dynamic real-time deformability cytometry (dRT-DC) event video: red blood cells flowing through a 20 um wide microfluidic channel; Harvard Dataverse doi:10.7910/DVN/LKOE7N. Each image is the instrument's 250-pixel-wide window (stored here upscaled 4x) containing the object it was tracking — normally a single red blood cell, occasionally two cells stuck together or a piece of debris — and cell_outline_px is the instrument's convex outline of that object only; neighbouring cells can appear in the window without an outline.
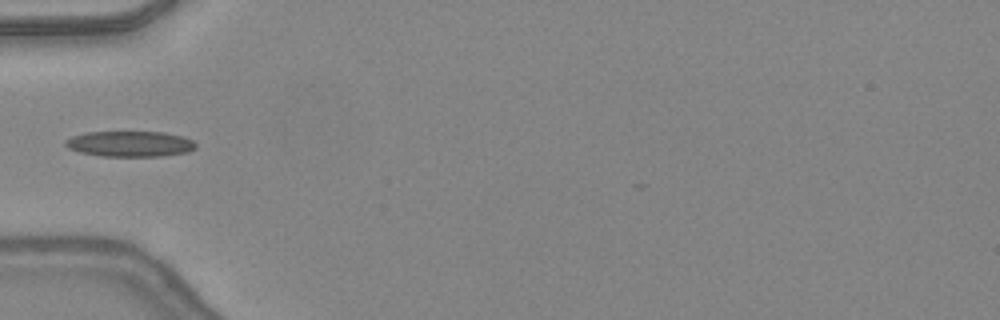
{"species": "common noctule bat (a hibernating species)", "species_latin": "Nyctalus noctula", "temperature_condition": "warm", "stored_images_in_passage": 29, "camera_frame_rate_fps": 3000, "um_per_image_px": 0.085, "animal": {"sex": "female", "body_mass_g": 24.6, "forearm_length_mm": 56.2}, "frame": {"image": 1, "passage_image": 1, "time_ms": 0.0, "image_size_px": [1000, 320], "cell_outline_px": [[196, 148], [188, 152], [164, 156], [100, 156], [80, 152], [68, 148], [64, 144], [64, 140], [72, 136], [88, 132], [164, 132], [184, 136], [192, 140], [196, 144]], "centroid_in_image_um": [11.06, 12.23], "position_along_channel_um": 73.9, "area_um2": 19.59}}
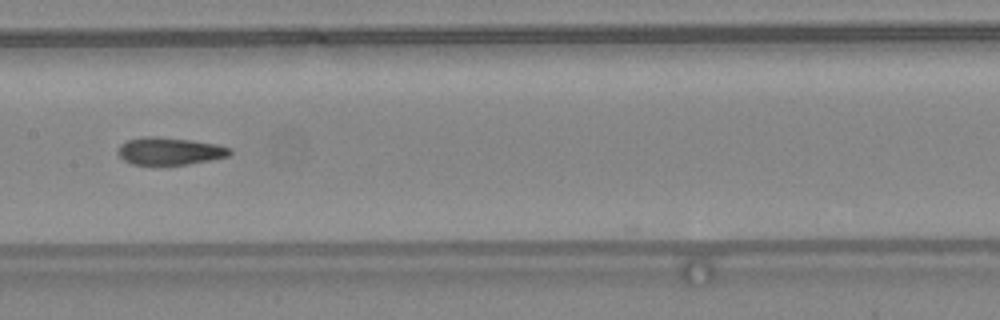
{"frame": {"image": 2, "passage_image": 9, "time_ms": 2.667, "image_size_px": [1000, 320], "cell_outline_px": [[232, 152], [228, 156], [188, 164], [156, 168], [132, 164], [124, 160], [116, 152], [120, 144], [128, 140], [144, 136], [156, 136], [192, 140], [216, 144], [232, 148]], "centroid_in_image_um": [14.37, 12.88], "position_along_channel_um": 193.0, "area_um2": 18.61}}
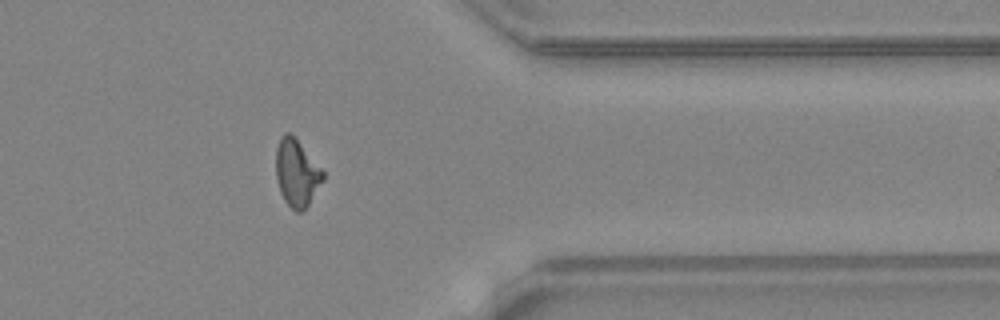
{"frame": {"image": 3, "passage_image": 23, "time_ms": 7.333, "image_size_px": [1000, 320], "cell_outline_px": [[324, 180], [304, 212], [296, 212], [284, 200], [280, 192], [276, 180], [276, 148], [280, 136], [284, 132], [292, 132], [324, 172]], "centroid_in_image_um": [25.21, 14.68], "position_along_channel_um": 386.2, "area_um2": 18.73}}